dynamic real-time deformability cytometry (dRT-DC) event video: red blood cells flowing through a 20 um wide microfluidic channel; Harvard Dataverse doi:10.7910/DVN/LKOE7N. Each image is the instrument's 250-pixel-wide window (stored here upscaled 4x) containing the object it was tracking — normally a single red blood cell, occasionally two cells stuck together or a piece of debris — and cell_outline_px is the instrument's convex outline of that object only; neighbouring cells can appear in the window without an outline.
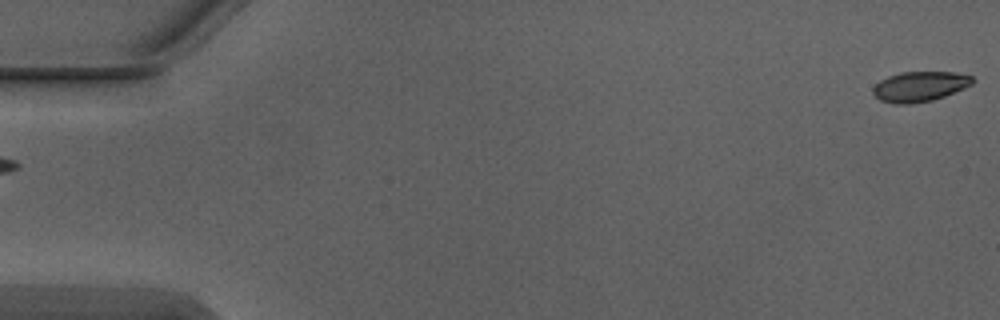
{"species": "Egyptian fruit bat (a non-hibernating species)", "species_latin": "Rousettus aegyptiacus", "temperature_condition": "warm", "stored_images_in_passage": 4, "segment_of_instrument_passage": [2, 2], "camera_frame_rate_fps": 3000, "um_per_image_px": 0.085, "animal": {"sex": "male"}, "frame": {"image": 1, "passage_image": 4, "time_ms": 1.0, "image_size_px": [1000, 320], "cell_outline_px": [[976, 80], [972, 84], [964, 88], [944, 96], [932, 100], [908, 104], [896, 104], [880, 100], [872, 92], [872, 88], [880, 80], [888, 76], [900, 72], [952, 72], [972, 76]], "centroid_in_image_um": [78.17, 7.34], "position_along_channel_um": 6.8, "area_um2": 17.4}}